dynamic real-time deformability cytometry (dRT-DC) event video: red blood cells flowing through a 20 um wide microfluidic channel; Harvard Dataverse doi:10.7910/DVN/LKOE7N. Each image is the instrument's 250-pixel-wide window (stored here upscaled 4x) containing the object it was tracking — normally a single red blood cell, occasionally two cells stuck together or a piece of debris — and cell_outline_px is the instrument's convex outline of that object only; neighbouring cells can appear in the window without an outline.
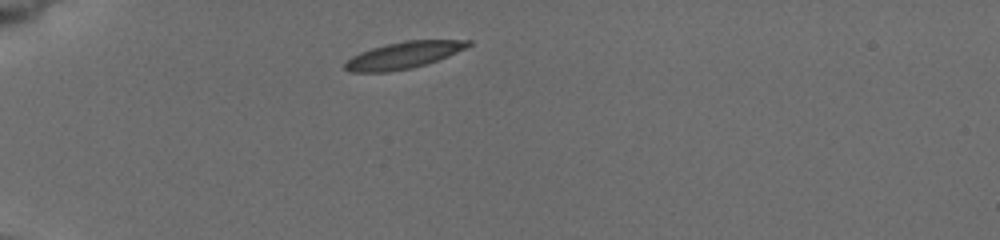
{"species": "common noctule bat (a hibernating species)", "species_latin": "Nyctalus noctula", "temperature_condition": "cold", "stored_images_in_passage": 8, "camera_frame_rate_fps": 3000, "um_per_image_px": 0.085, "animal": {"sex": "female", "body_mass_g": 19.5, "forearm_length_mm": 54.1}, "frame": {"image": 1, "passage_image": 1, "time_ms": 0.0, "image_size_px": [1000, 240], "cell_outline_px": [[472, 44], [448, 56], [412, 68], [388, 72], [352, 72], [344, 68], [344, 64], [352, 56], [360, 52], [372, 48], [404, 40], [472, 40]], "centroid_in_image_um": [34.28, 4.69], "position_along_channel_um": 50.7, "area_um2": 18.96}}
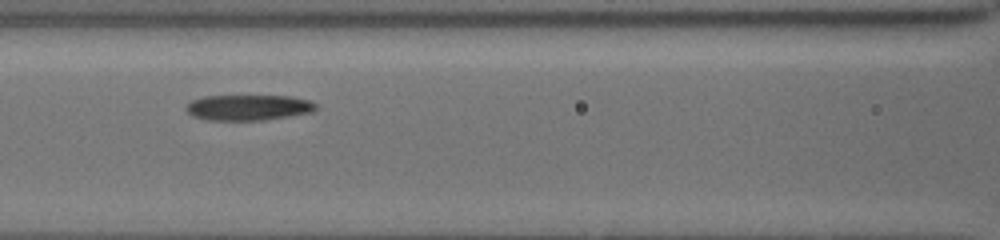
{"frame": {"image": 2, "passage_image": 4, "time_ms": 3.333, "image_size_px": [1000, 240], "cell_outline_px": [[316, 108], [312, 112], [264, 120], [208, 120], [192, 116], [184, 108], [192, 100], [204, 96], [292, 96], [308, 100], [316, 104]], "centroid_in_image_um": [21.09, 9.14], "position_along_channel_um": 145.5, "area_um2": 19.31}}
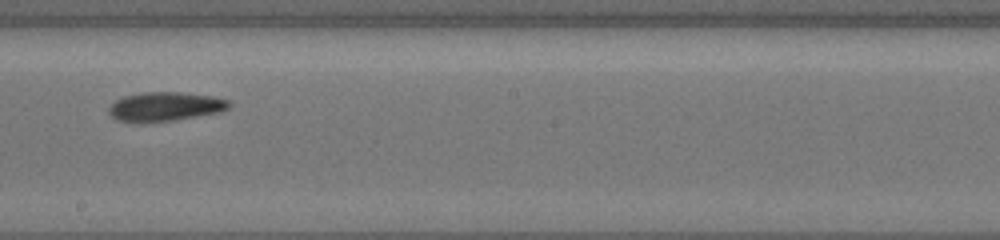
{"frame": {"image": 3, "passage_image": 7, "time_ms": 5.667, "image_size_px": [1000, 240], "cell_outline_px": [[232, 104], [228, 108], [220, 112], [176, 120], [140, 124], [116, 120], [108, 112], [108, 108], [116, 100], [124, 96], [144, 92], [180, 92], [212, 96], [228, 100]], "centroid_in_image_um": [14.01, 9.08], "position_along_channel_um": 234.2, "area_um2": 20.69}}